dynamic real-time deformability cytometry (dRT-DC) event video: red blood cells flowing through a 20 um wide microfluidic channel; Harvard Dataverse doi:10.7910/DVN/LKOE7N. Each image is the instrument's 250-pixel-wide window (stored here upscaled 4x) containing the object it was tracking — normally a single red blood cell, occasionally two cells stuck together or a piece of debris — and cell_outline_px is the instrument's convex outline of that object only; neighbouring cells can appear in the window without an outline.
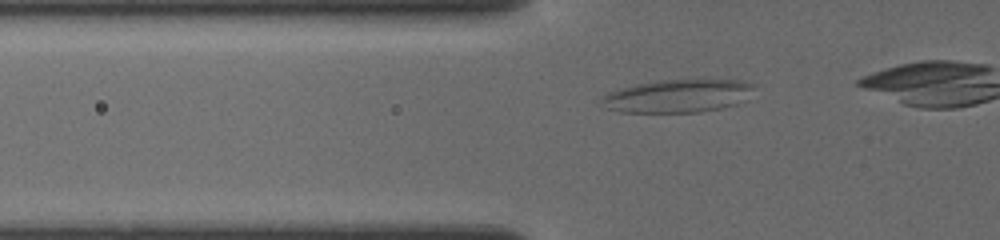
{"species": "common noctule bat (a hibernating species)", "species_latin": "Nyctalus noctula", "temperature_condition": "cold", "stored_images_in_passage": 7, "camera_frame_rate_fps": 3000, "um_per_image_px": 0.085, "animal": {"sex": "female", "body_mass_g": 19.5, "forearm_length_mm": 54.1}, "frame": {"image": 1, "passage_image": 3, "time_ms": 1.0, "image_size_px": [1000, 240], "cell_outline_px": [[756, 84], [736, 104], [720, 108], [700, 112], [620, 112], [604, 108], [600, 100], [600, 96], [608, 92], [636, 84], [660, 80], [740, 80]], "centroid_in_image_um": [57.5, 8.16], "position_along_channel_um": 68.3, "area_um2": 29.02}}
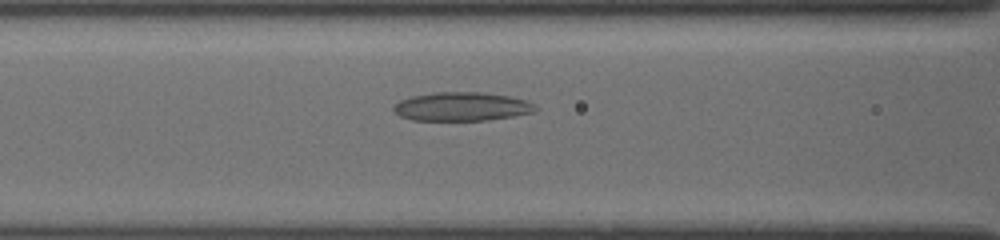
{"frame": {"image": 2, "passage_image": 6, "time_ms": 2.667, "image_size_px": [1000, 240], "cell_outline_px": [[540, 108], [532, 112], [512, 116], [488, 120], [412, 120], [400, 116], [392, 108], [400, 100], [412, 96], [432, 92], [484, 92], [508, 96], [528, 100]], "centroid_in_image_um": [39.27, 9.05], "position_along_channel_um": 127.3, "area_um2": 23.76}}